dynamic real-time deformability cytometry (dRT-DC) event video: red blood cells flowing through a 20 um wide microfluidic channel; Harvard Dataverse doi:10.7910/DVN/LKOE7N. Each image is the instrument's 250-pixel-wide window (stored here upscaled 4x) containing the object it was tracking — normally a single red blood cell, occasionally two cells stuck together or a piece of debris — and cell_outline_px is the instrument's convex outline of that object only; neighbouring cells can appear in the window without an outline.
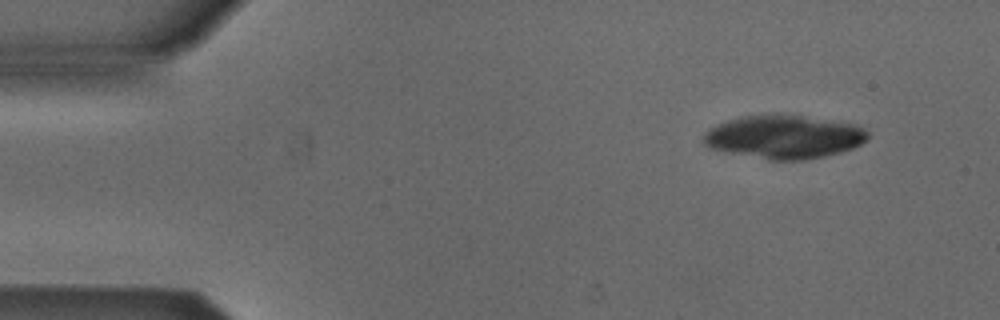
{"species": "Egyptian fruit bat (a non-hibernating species)", "species_latin": "Rousettus aegyptiacus", "temperature_condition": "cold", "stored_images_in_passage": 14, "camera_frame_rate_fps": 3000, "um_per_image_px": 0.085, "animal": {"sex": "male"}, "frame": {"image": 1, "passage_image": 1, "time_ms": 0.0, "image_size_px": [1000, 320], "cell_outline_px": [[868, 136], [860, 144], [852, 148], [840, 152], [824, 156], [804, 160], [768, 160], [724, 152], [708, 148], [704, 144], [704, 132], [708, 128], [716, 124], [728, 120], [744, 116], [776, 112], [804, 116], [856, 124], [864, 128], [868, 132]], "centroid_in_image_um": [66.59, 11.62], "position_along_channel_um": 18.4, "area_um2": 42.14}}